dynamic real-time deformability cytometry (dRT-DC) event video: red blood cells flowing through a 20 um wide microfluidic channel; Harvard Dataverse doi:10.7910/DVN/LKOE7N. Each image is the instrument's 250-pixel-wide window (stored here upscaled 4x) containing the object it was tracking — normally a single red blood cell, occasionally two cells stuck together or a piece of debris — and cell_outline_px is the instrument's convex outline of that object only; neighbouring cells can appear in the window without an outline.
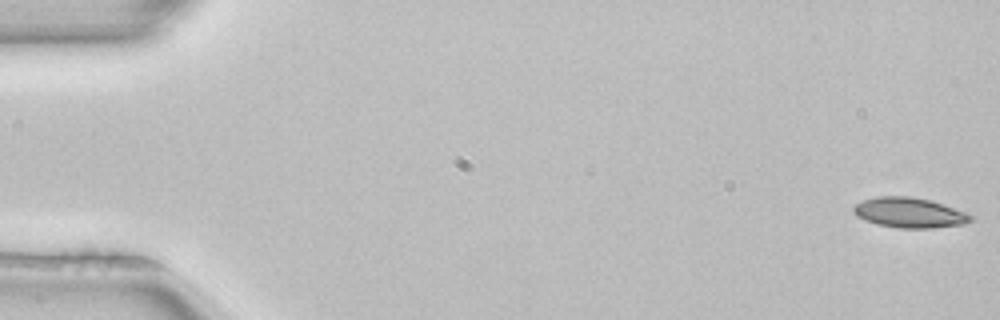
{"species": "common noctule bat (a hibernating species)", "species_latin": "Nyctalus noctula", "temperature_condition": "room temperature", "stored_images_in_passage": 5, "camera_frame_rate_fps": 3000, "um_per_image_px": 0.085, "animal": {"sex": "female", "body_mass_g": 22.7, "forearm_length_mm": 54.2}, "frame": {"image": 1, "passage_image": 1, "time_ms": 0.0, "image_size_px": [1000, 320], "cell_outline_px": [[972, 220], [964, 224], [932, 228], [900, 228], [876, 224], [864, 220], [856, 216], [852, 212], [852, 208], [856, 204], [864, 200], [876, 196], [908, 196], [932, 200], [964, 212], [972, 216]], "centroid_in_image_um": [77.26, 18.08], "position_along_channel_um": 7.7, "area_um2": 20.58}}
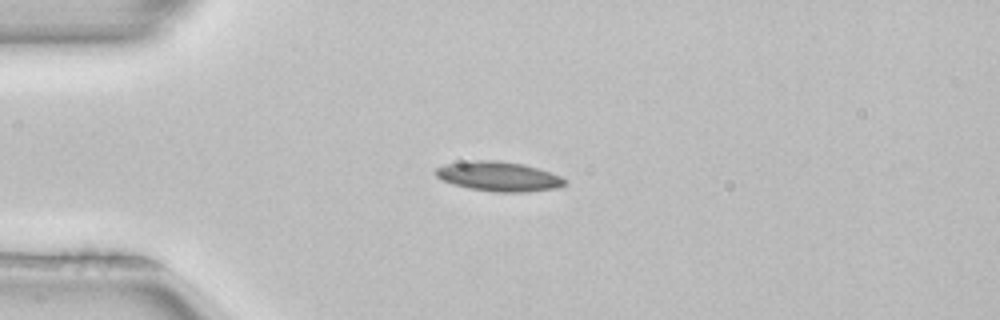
{"frame": {"image": 2, "passage_image": 4, "time_ms": 1.0, "image_size_px": [1000, 320], "cell_outline_px": [[568, 184], [556, 188], [524, 192], [496, 192], [468, 188], [452, 184], [440, 180], [436, 176], [436, 168], [444, 164], [472, 160], [500, 160], [524, 164], [560, 176]], "centroid_in_image_um": [42.34, 14.99], "position_along_channel_um": 42.7, "area_um2": 22.31}}